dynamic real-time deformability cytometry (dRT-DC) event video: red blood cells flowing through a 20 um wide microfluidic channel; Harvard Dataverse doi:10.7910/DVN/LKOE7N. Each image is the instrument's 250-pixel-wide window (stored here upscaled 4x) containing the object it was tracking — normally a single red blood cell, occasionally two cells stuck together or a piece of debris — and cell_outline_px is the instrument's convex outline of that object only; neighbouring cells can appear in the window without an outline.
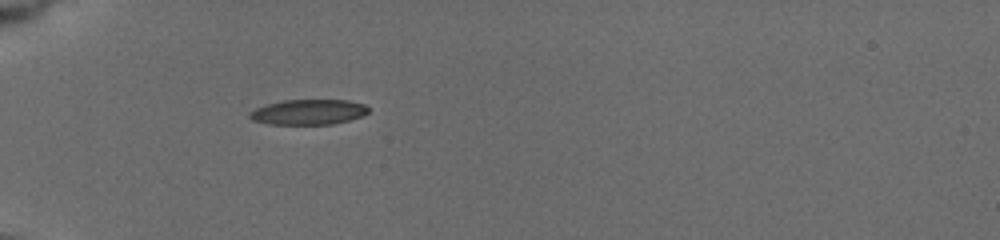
{"species": "common noctule bat (a hibernating species)", "species_latin": "Nyctalus noctula", "temperature_condition": "cold", "stored_images_in_passage": 29, "camera_frame_rate_fps": 3000, "um_per_image_px": 0.085, "animal": {"sex": "female", "body_mass_g": 19.5, "forearm_length_mm": 54.1}, "frame": {"image": 1, "passage_image": 1, "time_ms": 0.0, "image_size_px": [1000, 240], "cell_outline_px": [[368, 112], [360, 116], [348, 120], [332, 124], [268, 124], [252, 120], [248, 116], [248, 112], [256, 108], [268, 104], [284, 100], [348, 100], [364, 104], [368, 108]], "centroid_in_image_um": [26.18, 9.52], "position_along_channel_um": 58.8, "area_um2": 17.34}}
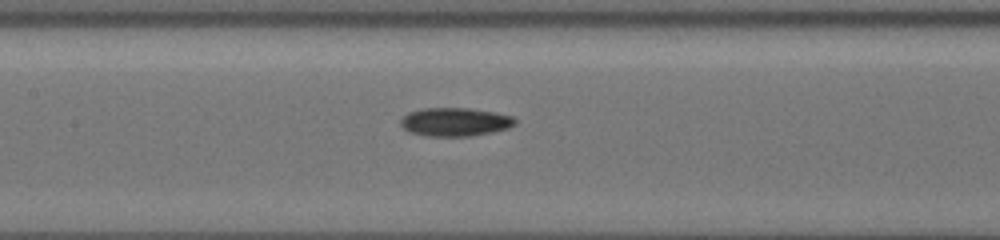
{"frame": {"image": 2, "passage_image": 13, "time_ms": 3.333, "image_size_px": [1000, 240], "cell_outline_px": [[516, 124], [508, 128], [492, 132], [472, 136], [424, 136], [408, 132], [400, 124], [400, 120], [408, 112], [424, 108], [468, 108], [496, 112], [512, 116], [516, 120]], "centroid_in_image_um": [38.67, 10.37], "position_along_channel_um": 168.7, "area_um2": 19.13}}
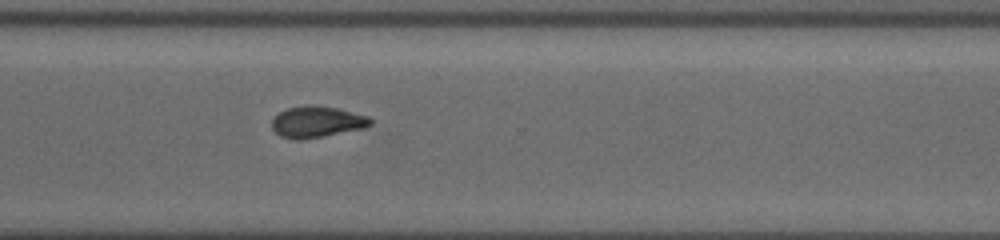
{"frame": {"image": 3, "passage_image": 29, "time_ms": 8.0, "image_size_px": [1000, 240], "cell_outline_px": [[372, 124], [364, 128], [300, 140], [296, 140], [280, 136], [272, 128], [272, 120], [280, 112], [288, 108], [336, 108], [368, 116], [372, 120]], "centroid_in_image_um": [26.95, 10.41], "position_along_channel_um": 343.7, "area_um2": 17.05}}